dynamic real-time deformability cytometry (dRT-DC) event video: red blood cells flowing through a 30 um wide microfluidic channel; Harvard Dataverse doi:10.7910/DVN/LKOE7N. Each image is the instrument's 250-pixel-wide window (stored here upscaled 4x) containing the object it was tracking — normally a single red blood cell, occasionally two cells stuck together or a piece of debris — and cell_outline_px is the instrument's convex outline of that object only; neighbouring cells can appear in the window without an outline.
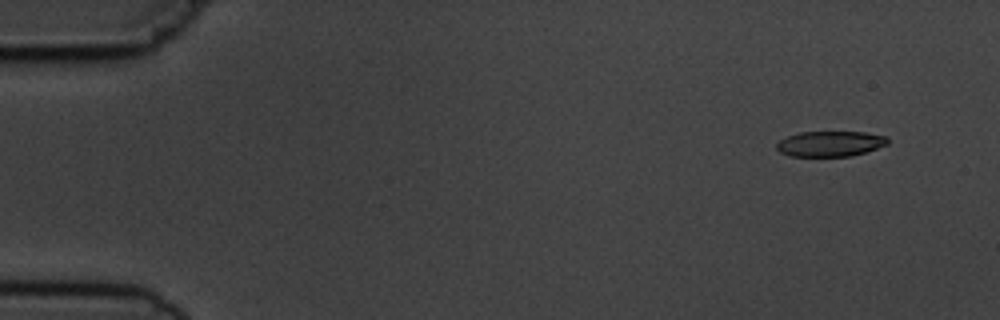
{"species": "common noctule bat (a hibernating species)", "species_latin": "Nyctalus noctula", "temperature_condition": "cold", "stored_images_in_passage": 5, "camera_frame_rate_fps": 3000, "um_per_image_px": 0.085, "animal": {"sex": "male", "body_mass_g": 19.5, "forearm_length_mm": 54.6}, "frame": {"image": 1, "passage_image": 1, "time_ms": 0.0, "image_size_px": [1000, 320], "cell_outline_px": [[888, 144], [852, 156], [788, 156], [780, 152], [776, 148], [776, 144], [780, 140], [788, 136], [800, 132], [864, 132], [888, 136]], "centroid_in_image_um": [70.56, 12.22], "position_along_channel_um": 14.4, "area_um2": 16.42}}
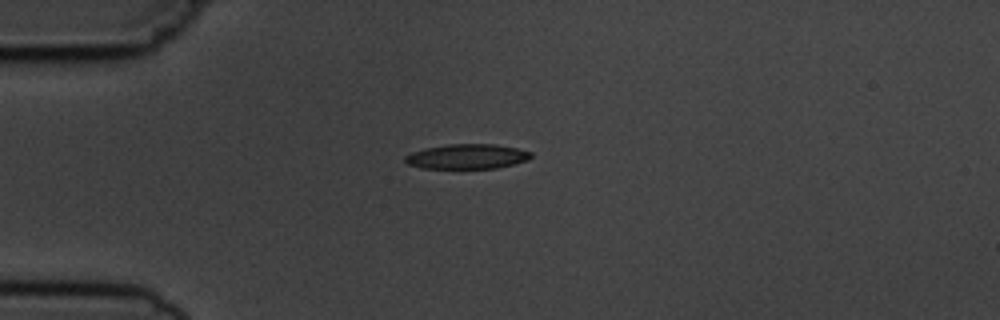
{"frame": {"image": 2, "passage_image": 3, "time_ms": 3.333, "image_size_px": [1000, 320], "cell_outline_px": [[532, 156], [528, 160], [496, 168], [420, 168], [408, 164], [404, 160], [404, 156], [412, 152], [424, 148], [448, 144], [496, 144], [516, 148], [532, 152]], "centroid_in_image_um": [39.68, 13.3], "position_along_channel_um": 45.3, "area_um2": 18.21}}
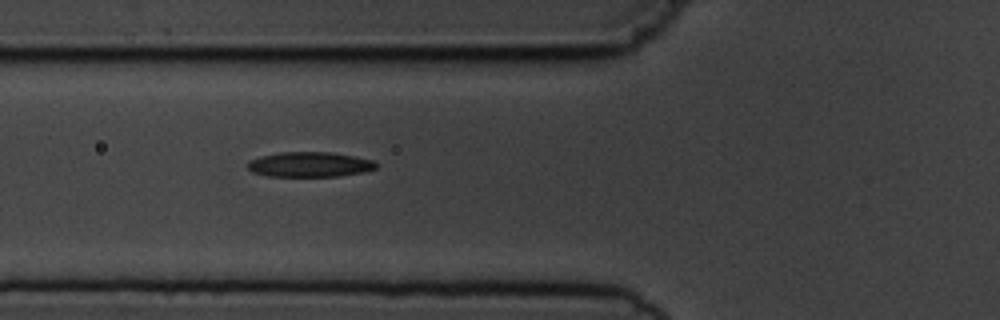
{"frame": {"image": 3, "passage_image": 5, "time_ms": 5.333, "image_size_px": [1000, 320], "cell_outline_px": [[380, 164], [376, 168], [364, 172], [340, 176], [268, 176], [252, 172], [248, 168], [248, 160], [260, 156], [280, 152], [332, 152], [356, 156], [376, 160]], "centroid_in_image_um": [26.38, 13.97], "position_along_channel_um": 99.4, "area_um2": 19.02}}